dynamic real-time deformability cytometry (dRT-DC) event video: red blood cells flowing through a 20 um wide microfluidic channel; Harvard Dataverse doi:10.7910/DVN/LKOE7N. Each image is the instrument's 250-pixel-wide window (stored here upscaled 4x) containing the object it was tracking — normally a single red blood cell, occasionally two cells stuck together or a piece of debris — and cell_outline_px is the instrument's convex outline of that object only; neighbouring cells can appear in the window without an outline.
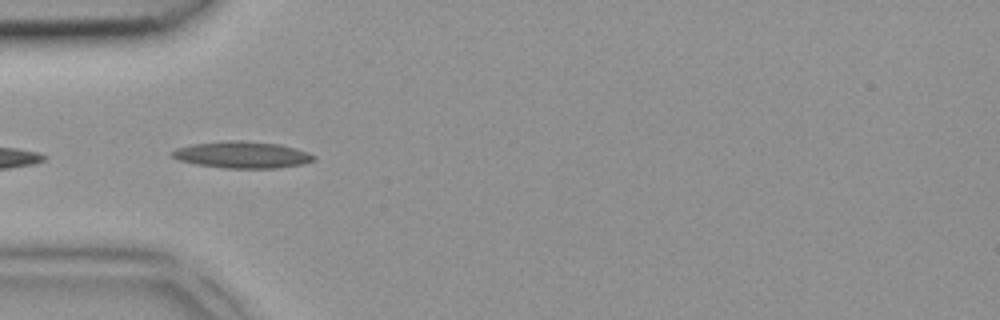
{"species": "common noctule bat (a hibernating species)", "species_latin": "Nyctalus noctula", "temperature_condition": "room temperature", "stored_images_in_passage": 3, "camera_frame_rate_fps": 3000, "um_per_image_px": 0.085, "animal": {"sex": "female", "body_mass_g": 18.4}, "frame": {"image": 1, "passage_image": 3, "time_ms": 0.667, "image_size_px": [1000, 320], "cell_outline_px": [[316, 160], [304, 164], [276, 168], [224, 168], [196, 164], [180, 160], [172, 156], [172, 152], [176, 148], [192, 144], [228, 140], [244, 140], [280, 144], [296, 148], [308, 152], [316, 156]], "centroid_in_image_um": [20.64, 13.15], "position_along_channel_um": 64.4, "area_um2": 22.14}}